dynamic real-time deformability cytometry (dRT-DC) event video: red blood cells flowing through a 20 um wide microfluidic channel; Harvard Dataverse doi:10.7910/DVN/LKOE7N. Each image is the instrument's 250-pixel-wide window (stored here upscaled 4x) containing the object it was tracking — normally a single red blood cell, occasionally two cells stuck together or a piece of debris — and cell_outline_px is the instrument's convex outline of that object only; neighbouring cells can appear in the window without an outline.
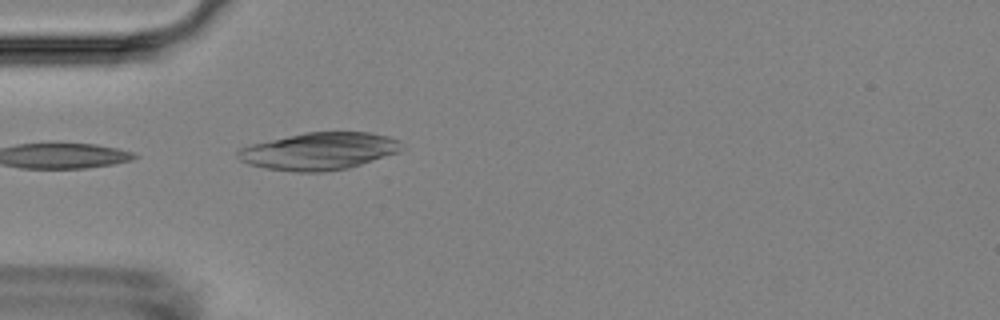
{"species": "Egyptian fruit bat (a non-hibernating species)", "species_latin": "Rousettus aegyptiacus", "temperature_condition": "room temperature", "stored_images_in_passage": 4, "camera_frame_rate_fps": 3000, "um_per_image_px": 0.085, "animal": {"sex": "female"}, "frame": {"image": 1, "passage_image": 4, "time_ms": 4.0, "image_size_px": [1000, 320], "cell_outline_px": [[404, 148], [400, 152], [348, 168], [324, 172], [292, 172], [268, 168], [248, 164], [240, 160], [236, 156], [236, 152], [240, 148], [252, 144], [304, 132], [368, 132], [388, 136], [400, 140]], "centroid_in_image_um": [27.15, 12.85], "position_along_channel_um": 57.8, "area_um2": 35.72}}